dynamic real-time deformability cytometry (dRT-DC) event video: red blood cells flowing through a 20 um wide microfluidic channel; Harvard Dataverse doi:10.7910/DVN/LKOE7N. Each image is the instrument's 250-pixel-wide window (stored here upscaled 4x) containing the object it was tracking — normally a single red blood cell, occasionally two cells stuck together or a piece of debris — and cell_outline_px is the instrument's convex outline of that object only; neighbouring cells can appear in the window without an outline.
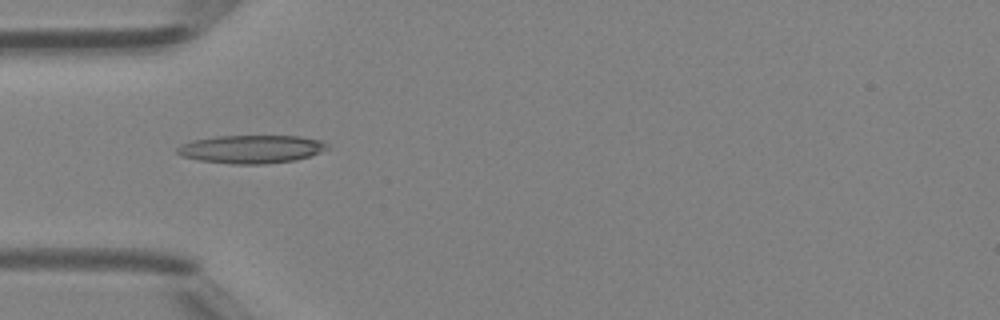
{"species": "Egyptian fruit bat (a non-hibernating species)", "species_latin": "Rousettus aegyptiacus", "temperature_condition": "room temperature", "stored_images_in_passage": 5, "camera_frame_rate_fps": 3000, "um_per_image_px": 0.085, "animal": {"sex": "female"}, "frame": {"image": 1, "passage_image": 5, "time_ms": 4.333, "image_size_px": [1000, 320], "cell_outline_px": [[332, 148], [296, 160], [264, 164], [232, 164], [200, 160], [180, 156], [176, 152], [176, 148], [180, 144], [192, 140], [216, 136], [300, 136], [320, 140], [328, 144]], "centroid_in_image_um": [21.36, 12.67], "position_along_channel_um": 63.6, "area_um2": 24.8}}